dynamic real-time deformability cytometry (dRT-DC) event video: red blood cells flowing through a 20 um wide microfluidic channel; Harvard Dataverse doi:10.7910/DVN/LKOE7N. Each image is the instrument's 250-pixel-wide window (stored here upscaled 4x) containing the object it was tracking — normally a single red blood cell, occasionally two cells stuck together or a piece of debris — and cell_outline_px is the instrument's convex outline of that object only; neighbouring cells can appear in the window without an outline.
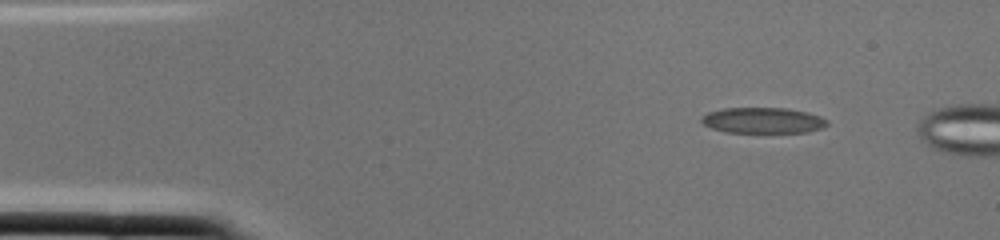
{"species": "common noctule bat (a hibernating species)", "species_latin": "Nyctalus noctula", "temperature_condition": "cold", "stored_images_in_passage": 2, "camera_frame_rate_fps": 3000, "um_per_image_px": 0.085, "animal": {"sex": "female", "body_mass_g": 22.0, "forearm_length_mm": 56.7}, "frame": {"image": 1, "passage_image": 1, "time_ms": 0.0, "image_size_px": [1000, 240], "cell_outline_px": [[828, 124], [824, 128], [808, 132], [724, 132], [712, 128], [704, 124], [700, 120], [700, 116], [708, 112], [724, 108], [788, 108], [808, 112], [820, 116], [828, 120]], "centroid_in_image_um": [64.86, 10.23], "position_along_channel_um": 20.1, "area_um2": 19.02}}